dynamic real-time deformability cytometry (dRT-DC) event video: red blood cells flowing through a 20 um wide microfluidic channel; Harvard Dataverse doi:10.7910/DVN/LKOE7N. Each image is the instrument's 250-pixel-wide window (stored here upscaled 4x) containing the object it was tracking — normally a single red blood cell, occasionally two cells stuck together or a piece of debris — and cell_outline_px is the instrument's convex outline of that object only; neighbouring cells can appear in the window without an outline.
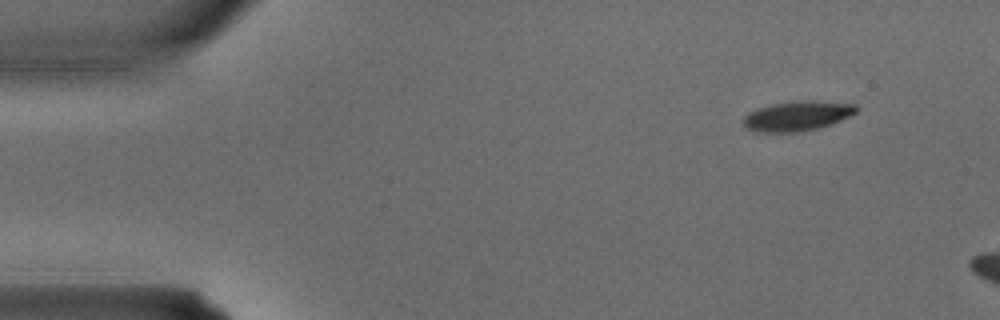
{"species": "common noctule bat (a hibernating species)", "species_latin": "Nyctalus noctula", "temperature_condition": "warm", "stored_images_in_passage": 3, "camera_frame_rate_fps": 3000, "um_per_image_px": 0.085, "animal": {"sex": "male", "body_mass_g": 15.6}, "frame": {"image": 1, "passage_image": 1, "time_ms": 0.0, "image_size_px": [1000, 320], "cell_outline_px": [[856, 112], [832, 124], [800, 132], [756, 132], [748, 128], [744, 124], [744, 116], [748, 112], [756, 108], [772, 104], [800, 100], [816, 100], [856, 104]], "centroid_in_image_um": [67.75, 9.84], "position_along_channel_um": 17.2, "area_um2": 19.59}}